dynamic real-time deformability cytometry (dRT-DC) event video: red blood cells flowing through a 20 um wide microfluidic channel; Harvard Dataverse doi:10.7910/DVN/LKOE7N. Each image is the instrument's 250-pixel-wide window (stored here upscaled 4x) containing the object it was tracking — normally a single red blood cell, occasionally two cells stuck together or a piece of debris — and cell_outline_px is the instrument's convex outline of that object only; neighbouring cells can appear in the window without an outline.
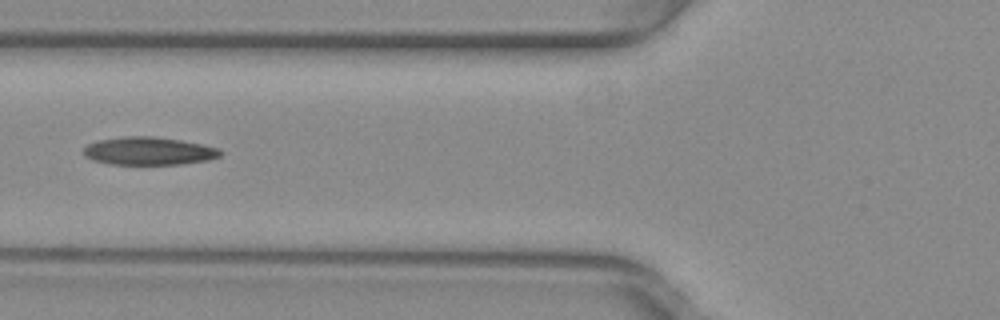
{"species": "common noctule bat (a hibernating species)", "species_latin": "Nyctalus noctula", "temperature_condition": "warm", "stored_images_in_passage": 38, "camera_frame_rate_fps": 3000, "um_per_image_px": 0.085, "animal": {"sex": "female", "body_mass_g": 29.2, "forearm_length_mm": 56.3}, "frame": {"image": 1, "passage_image": 12, "time_ms": 3.667, "image_size_px": [1000, 320], "cell_outline_px": [[224, 152], [220, 156], [208, 160], [184, 164], [108, 164], [92, 160], [84, 156], [84, 148], [88, 144], [96, 140], [124, 136], [152, 136], [180, 140], [204, 144], [220, 148]], "centroid_in_image_um": [12.66, 12.83], "position_along_channel_um": 113.1, "area_um2": 22.54}}
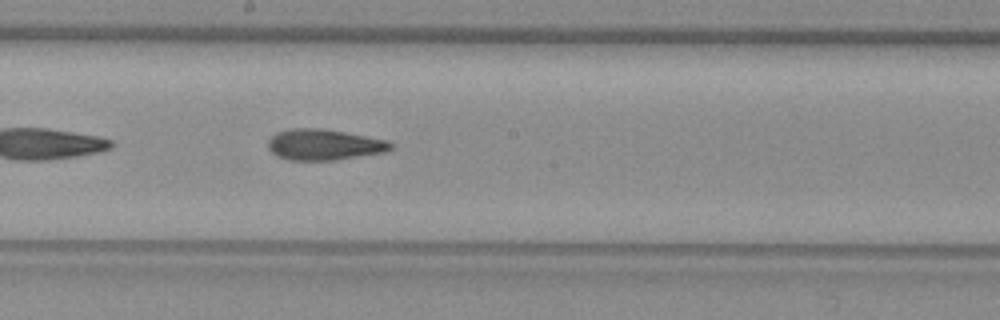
{"frame": {"image": 2, "passage_image": 20, "time_ms": 6.333, "image_size_px": [1000, 320], "cell_outline_px": [[392, 148], [384, 152], [336, 160], [288, 160], [276, 156], [268, 148], [268, 140], [276, 132], [288, 128], [324, 128], [388, 140], [392, 144]], "centroid_in_image_um": [27.51, 12.29], "position_along_channel_um": 220.7, "area_um2": 22.25}}
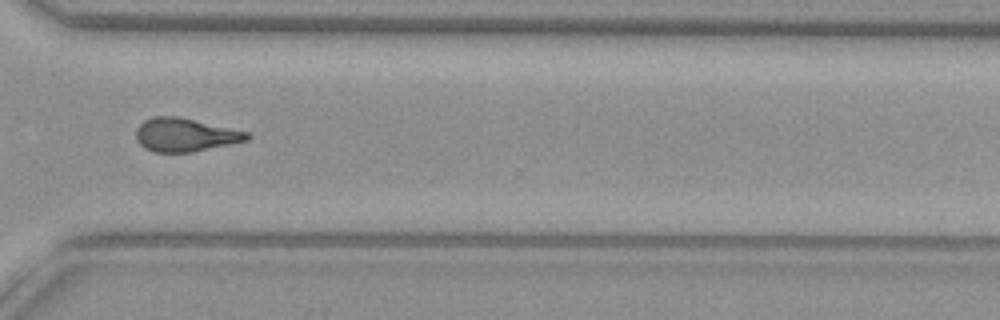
{"frame": {"image": 3, "passage_image": 30, "time_ms": 9.667, "image_size_px": [1000, 320], "cell_outline_px": [[252, 136], [248, 140], [192, 152], [152, 152], [144, 148], [136, 140], [136, 128], [144, 120], [152, 116], [176, 116], [248, 132]], "centroid_in_image_um": [15.7, 11.46], "position_along_channel_um": 354.9, "area_um2": 21.5}, "authors_computed_cell_mechanics": {"area_um2": 21.9929, "velocity_mm_per_s": 4.0267, "shape_relaxation_time_tau1_ms": null, "shape_relaxation_time_tau2_ms": 3.5695, "deformation_change_tau1": null, "deformation_change_tau2": 0.1286}}